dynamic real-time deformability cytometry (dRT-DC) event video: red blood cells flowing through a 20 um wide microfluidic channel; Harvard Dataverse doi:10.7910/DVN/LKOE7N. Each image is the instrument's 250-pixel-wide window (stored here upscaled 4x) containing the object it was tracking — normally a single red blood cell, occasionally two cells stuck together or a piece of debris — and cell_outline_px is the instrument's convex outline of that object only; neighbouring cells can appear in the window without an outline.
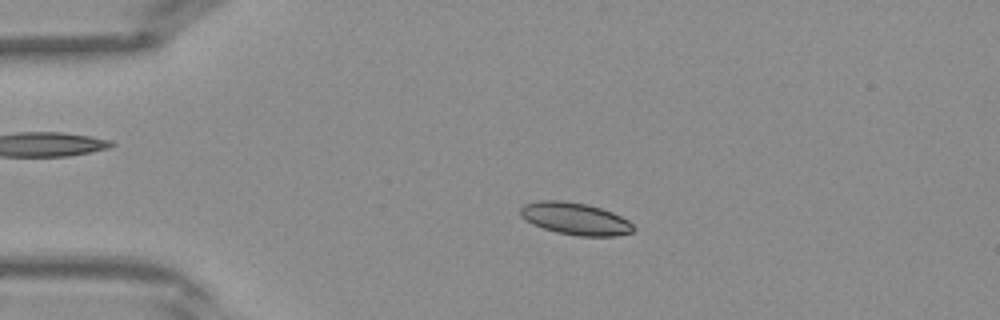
{"species": "Egyptian fruit bat (a non-hibernating species)", "species_latin": "Rousettus aegyptiacus", "temperature_condition": "warm", "stored_images_in_passage": 41, "camera_frame_rate_fps": 3000, "um_per_image_px": 0.085, "frame": {"image": 1, "passage_image": 9, "time_ms": 2.667, "image_size_px": [1000, 320], "cell_outline_px": [[636, 228], [632, 232], [616, 236], [576, 236], [556, 232], [532, 224], [520, 216], [520, 208], [524, 204], [540, 200], [560, 200], [588, 204], [612, 212], [628, 220]], "centroid_in_image_um": [48.89, 18.59], "position_along_channel_um": 36.1, "area_um2": 21.27}}
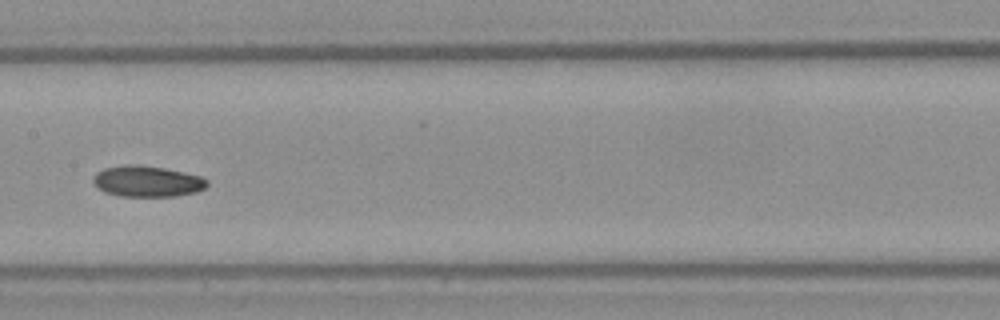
{"frame": {"image": 2, "passage_image": 21, "time_ms": 6.667, "image_size_px": [1000, 320], "cell_outline_px": [[208, 184], [204, 188], [196, 192], [176, 196], [120, 196], [104, 192], [96, 188], [92, 184], [92, 176], [96, 172], [104, 168], [128, 164], [136, 164], [164, 168], [184, 172], [200, 176], [208, 180]], "centroid_in_image_um": [12.46, 15.41], "position_along_channel_um": 194.9, "area_um2": 20.81}}
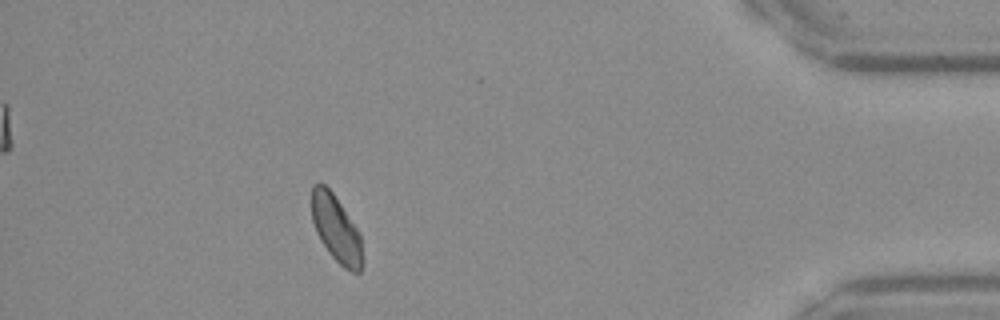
{"frame": {"image": 3, "passage_image": 37, "time_ms": 12.0, "image_size_px": [1000, 320], "cell_outline_px": [[360, 272], [352, 272], [344, 268], [328, 252], [320, 240], [316, 232], [312, 220], [312, 184], [320, 180], [332, 192], [360, 232]], "centroid_in_image_um": [28.52, 19.38], "position_along_channel_um": 406.7, "area_um2": 19.42}}